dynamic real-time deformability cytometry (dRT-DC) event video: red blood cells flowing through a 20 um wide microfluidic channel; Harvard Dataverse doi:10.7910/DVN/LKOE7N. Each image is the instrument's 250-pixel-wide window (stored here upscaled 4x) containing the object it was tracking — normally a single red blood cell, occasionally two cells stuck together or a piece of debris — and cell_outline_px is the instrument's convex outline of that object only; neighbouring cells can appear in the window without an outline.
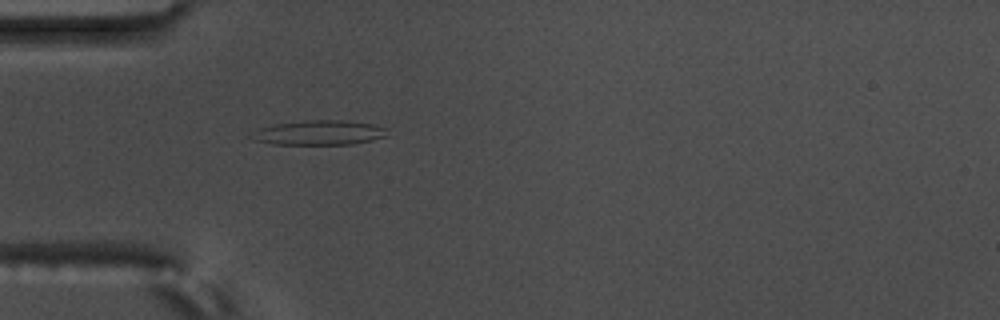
{"species": "common noctule bat (a hibernating species)", "species_latin": "Nyctalus noctula", "temperature_condition": "warm", "stored_images_in_passage": 42, "camera_frame_rate_fps": 3000, "um_per_image_px": 0.085, "animal": {"sex": "male", "body_mass_g": 17.5, "forearm_length_mm": 52.3}, "frame": {"image": 1, "passage_image": 4, "time_ms": 1.0, "image_size_px": [1000, 320], "cell_outline_px": [[388, 128], [384, 136], [372, 140], [352, 144], [272, 144], [252, 140], [248, 136], [260, 128], [276, 124], [304, 120], [344, 120], [372, 124]], "centroid_in_image_um": [27.09, 11.28], "position_along_channel_um": 57.9, "area_um2": 19.42}}
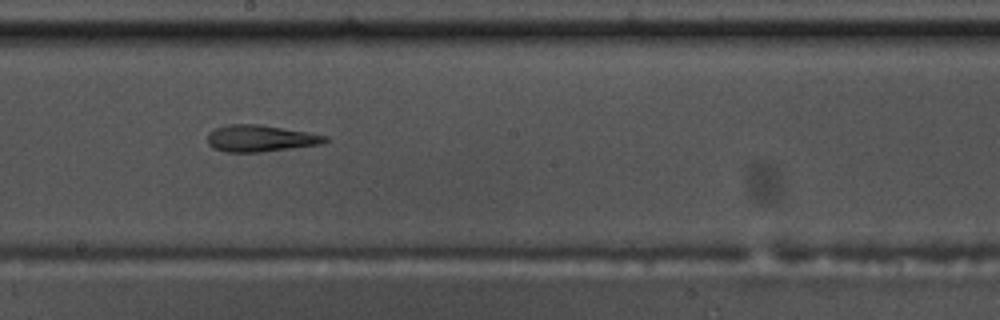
{"frame": {"image": 2, "passage_image": 18, "time_ms": 5.667, "image_size_px": [1000, 320], "cell_outline_px": [[328, 140], [320, 144], [260, 152], [228, 152], [212, 148], [208, 144], [208, 132], [216, 128], [228, 124], [260, 124], [308, 132], [328, 136]], "centroid_in_image_um": [22.1, 11.75], "position_along_channel_um": 226.1, "area_um2": 18.21}}
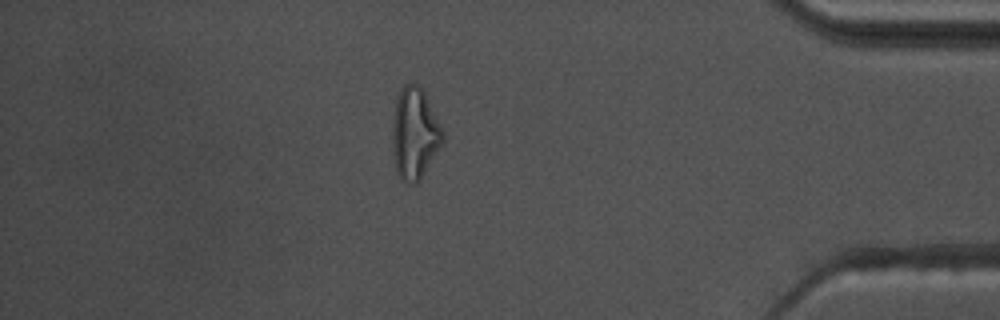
{"frame": {"image": 3, "passage_image": 35, "time_ms": 11.333, "image_size_px": [1000, 320], "cell_outline_px": [[444, 140], [440, 148], [420, 180], [416, 184], [408, 184], [400, 180], [396, 172], [392, 144], [392, 120], [396, 100], [404, 84], [416, 84], [424, 92], [444, 132]], "centroid_in_image_um": [35.23, 11.41], "position_along_channel_um": 400.0, "area_um2": 26.88}, "authors_computed_cell_mechanics": {"area_um2": 18.6116, "velocity_mm_per_s": 3.717, "shape_relaxation_time_tau1_ms": null, "shape_relaxation_time_tau2_ms": 2.41, "deformation_change_tau1": null, "deformation_change_tau2": 0.1486}}